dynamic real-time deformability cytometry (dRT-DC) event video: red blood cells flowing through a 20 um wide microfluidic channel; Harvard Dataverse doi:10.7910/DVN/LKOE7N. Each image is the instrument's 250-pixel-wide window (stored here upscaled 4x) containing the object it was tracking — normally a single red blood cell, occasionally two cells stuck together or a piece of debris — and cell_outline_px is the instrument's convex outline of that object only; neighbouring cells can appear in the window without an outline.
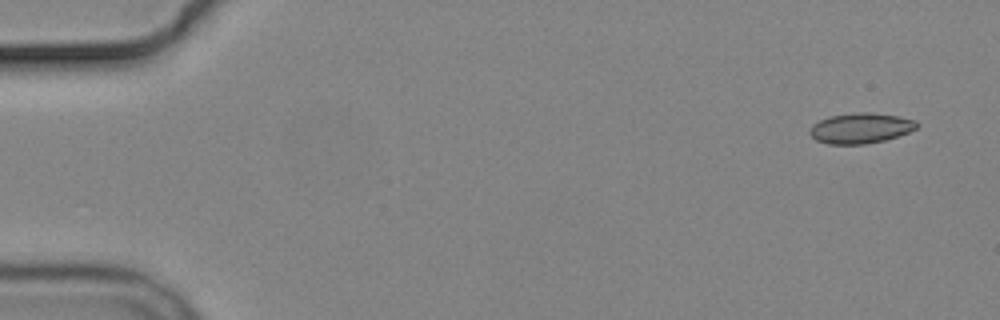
{"species": "common noctule bat (a hibernating species)", "species_latin": "Nyctalus noctula", "temperature_condition": "cold", "stored_images_in_passage": 5, "camera_frame_rate_fps": 3000, "um_per_image_px": 0.085, "animal": {"sex": "male", "body_mass_g": 19.2, "forearm_length_mm": 51.8}, "frame": {"image": 1, "passage_image": 1, "time_ms": 0.0, "image_size_px": [1000, 320], "cell_outline_px": [[920, 124], [916, 128], [908, 132], [884, 140], [864, 144], [828, 144], [816, 140], [808, 132], [812, 124], [828, 116], [860, 112], [872, 112], [900, 116], [916, 120]], "centroid_in_image_um": [73.15, 10.88], "position_along_channel_um": 11.9, "area_um2": 19.02}}
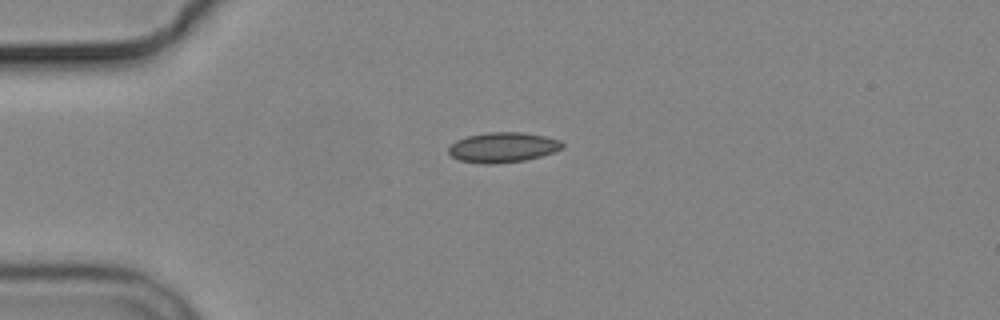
{"frame": {"image": 2, "passage_image": 4, "time_ms": 3.667, "image_size_px": [1000, 320], "cell_outline_px": [[564, 148], [540, 156], [524, 160], [492, 164], [480, 164], [460, 160], [452, 156], [448, 152], [448, 148], [456, 140], [468, 136], [488, 132], [520, 132], [544, 136], [560, 140], [564, 144]], "centroid_in_image_um": [42.73, 12.52], "position_along_channel_um": 42.3, "area_um2": 19.83}}
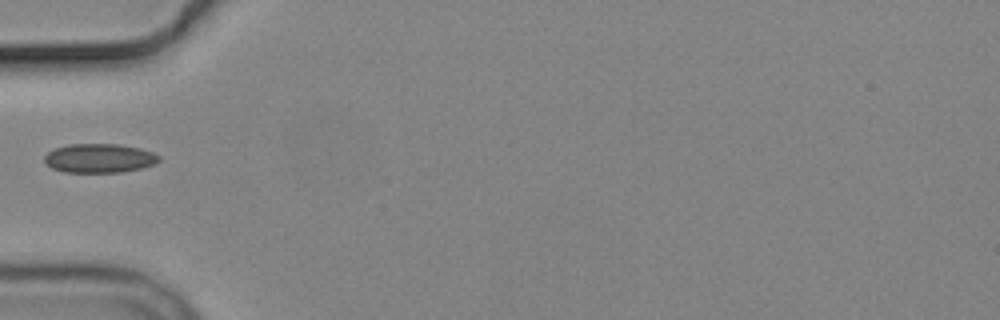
{"frame": {"image": 3, "passage_image": 5, "time_ms": 5.333, "image_size_px": [1000, 320], "cell_outline_px": [[160, 160], [152, 164], [140, 168], [124, 172], [64, 172], [52, 168], [44, 164], [44, 156], [48, 152], [56, 148], [68, 144], [120, 144], [140, 148], [152, 152], [160, 156]], "centroid_in_image_um": [8.42, 13.44], "position_along_channel_um": 76.6, "area_um2": 19.42}}